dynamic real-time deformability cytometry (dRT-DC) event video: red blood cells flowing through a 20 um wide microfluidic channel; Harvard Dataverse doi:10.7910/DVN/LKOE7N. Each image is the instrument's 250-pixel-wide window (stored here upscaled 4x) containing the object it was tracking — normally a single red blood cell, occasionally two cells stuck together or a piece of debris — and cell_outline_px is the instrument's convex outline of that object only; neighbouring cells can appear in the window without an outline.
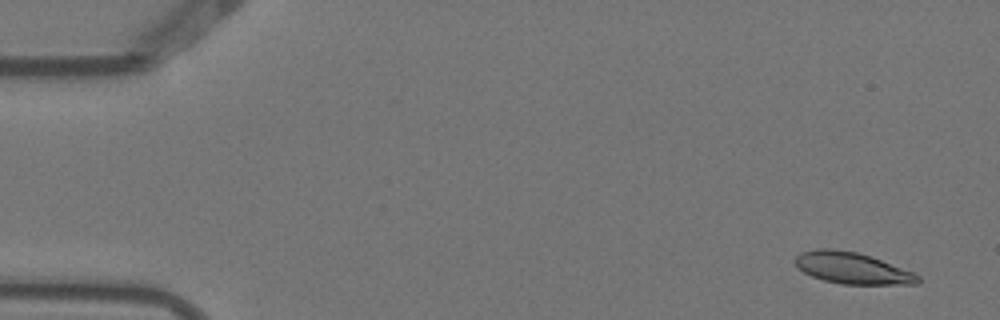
{"species": "Egyptian fruit bat (a non-hibernating species)", "species_latin": "Rousettus aegyptiacus", "temperature_condition": "warm", "stored_images_in_passage": 6, "camera_frame_rate_fps": 3000, "um_per_image_px": 0.085, "animal": {"sex": "female"}, "frame": {"image": 1, "passage_image": 1, "time_ms": 0.0, "image_size_px": [1000, 320], "cell_outline_px": [[920, 284], [840, 284], [824, 280], [812, 276], [804, 272], [796, 264], [796, 256], [800, 252], [820, 248], [828, 248], [856, 252], [872, 256], [912, 272], [920, 276]], "centroid_in_image_um": [72.46, 22.79], "position_along_channel_um": 12.5, "area_um2": 22.31}}
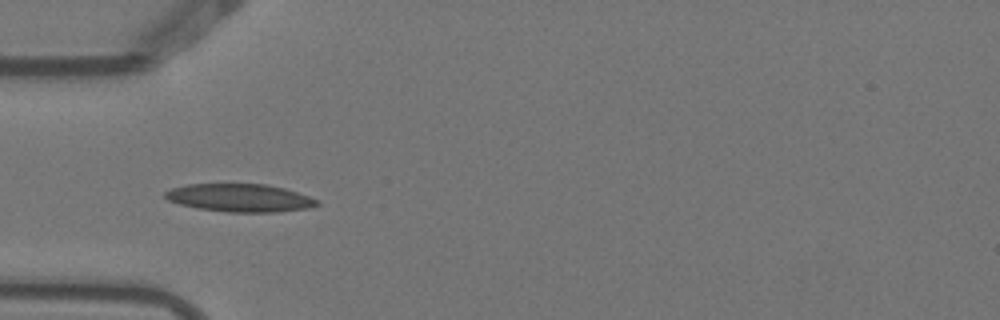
{"frame": {"image": 2, "passage_image": 5, "time_ms": 1.333, "image_size_px": [1000, 320], "cell_outline_px": [[320, 204], [308, 208], [280, 212], [228, 212], [200, 208], [180, 204], [168, 200], [164, 196], [164, 192], [172, 188], [188, 184], [268, 184], [284, 188], [320, 200]], "centroid_in_image_um": [20.42, 16.81], "position_along_channel_um": 64.6, "area_um2": 24.68}}
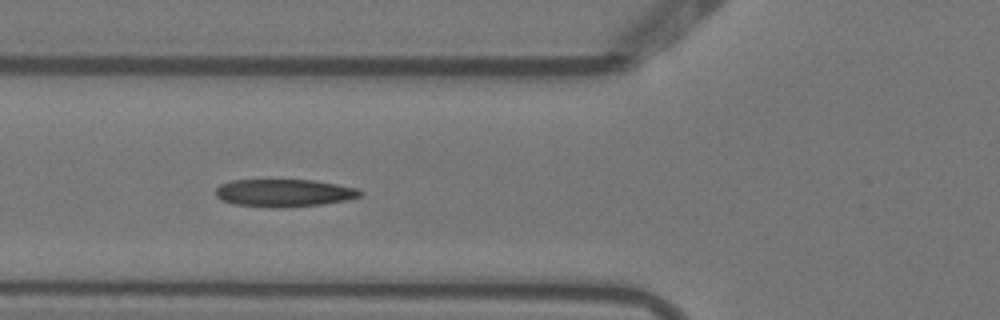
{"frame": {"image": 3, "passage_image": 6, "time_ms": 1.667, "image_size_px": [1000, 320], "cell_outline_px": [[364, 196], [348, 200], [324, 204], [284, 208], [272, 208], [236, 204], [224, 200], [216, 196], [216, 188], [220, 184], [232, 180], [312, 180], [336, 184], [356, 188], [364, 192]], "centroid_in_image_um": [24.2, 16.41], "position_along_channel_um": 101.6, "area_um2": 23.41}}